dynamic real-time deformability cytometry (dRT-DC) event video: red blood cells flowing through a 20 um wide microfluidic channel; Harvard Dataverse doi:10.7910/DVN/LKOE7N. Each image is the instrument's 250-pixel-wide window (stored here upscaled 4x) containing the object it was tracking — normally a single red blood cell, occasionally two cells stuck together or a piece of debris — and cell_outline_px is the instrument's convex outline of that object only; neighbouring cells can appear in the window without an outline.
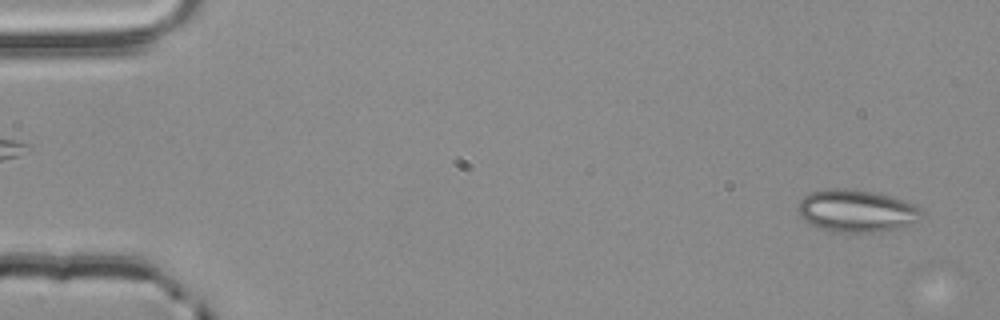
{"species": "common noctule bat (a hibernating species)", "species_latin": "Nyctalus noctula", "temperature_condition": "room temperature", "stored_images_in_passage": 15, "camera_frame_rate_fps": 3000, "um_per_image_px": 0.085, "animal": {"sex": "male", "body_mass_g": 20.4}, "frame": {"image": 1, "passage_image": 2, "time_ms": 0.333, "image_size_px": [1000, 320], "cell_outline_px": [[924, 216], [900, 228], [880, 232], [832, 232], [812, 224], [804, 220], [800, 216], [796, 208], [796, 204], [804, 196], [812, 192], [836, 188], [844, 188], [872, 192], [888, 196], [912, 204], [920, 208], [924, 212]], "centroid_in_image_um": [72.77, 17.94], "position_along_channel_um": 12.2, "area_um2": 30.29}}